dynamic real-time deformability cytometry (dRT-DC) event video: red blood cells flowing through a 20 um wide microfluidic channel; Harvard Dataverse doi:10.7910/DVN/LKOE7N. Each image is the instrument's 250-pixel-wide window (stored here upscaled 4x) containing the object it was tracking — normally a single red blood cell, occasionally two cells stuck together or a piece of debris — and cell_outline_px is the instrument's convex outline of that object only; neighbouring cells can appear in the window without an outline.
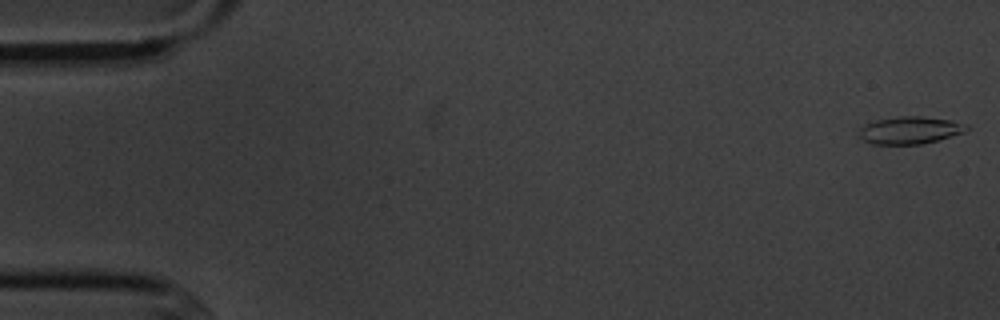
{"species": "common noctule bat (a hibernating species)", "species_latin": "Nyctalus noctula", "temperature_condition": "cold", "stored_images_in_passage": 6, "camera_frame_rate_fps": 3000, "um_per_image_px": 0.085, "animal": {"sex": "male", "body_mass_g": 20.1, "forearm_length_mm": 53.5}, "frame": {"image": 1, "passage_image": 1, "time_ms": 0.0, "image_size_px": [1000, 320], "cell_outline_px": [[968, 128], [964, 132], [936, 140], [920, 144], [872, 144], [864, 140], [860, 136], [860, 128], [864, 124], [876, 120], [900, 116], [920, 116], [948, 120], [968, 124]], "centroid_in_image_um": [77.32, 11.06], "position_along_channel_um": 7.7, "area_um2": 16.88}}
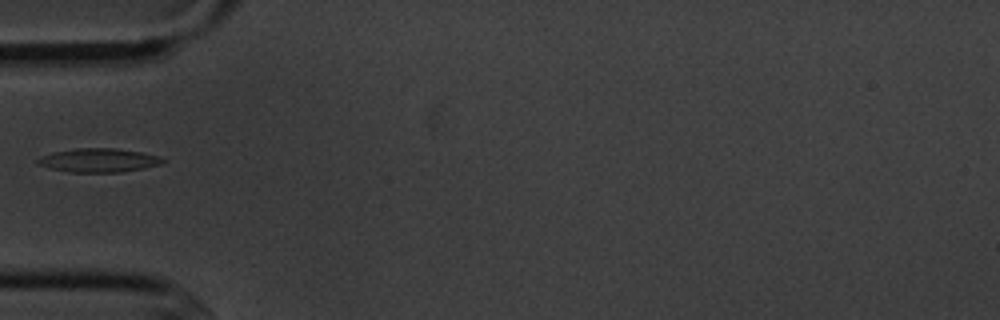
{"frame": {"image": 2, "passage_image": 5, "time_ms": 5.667, "image_size_px": [1000, 320], "cell_outline_px": [[168, 160], [160, 164], [144, 168], [124, 172], [68, 172], [36, 164], [36, 160], [52, 152], [76, 148], [116, 148], [140, 152], [160, 156]], "centroid_in_image_um": [8.43, 13.62], "position_along_channel_um": 76.6, "area_um2": 17.34}}
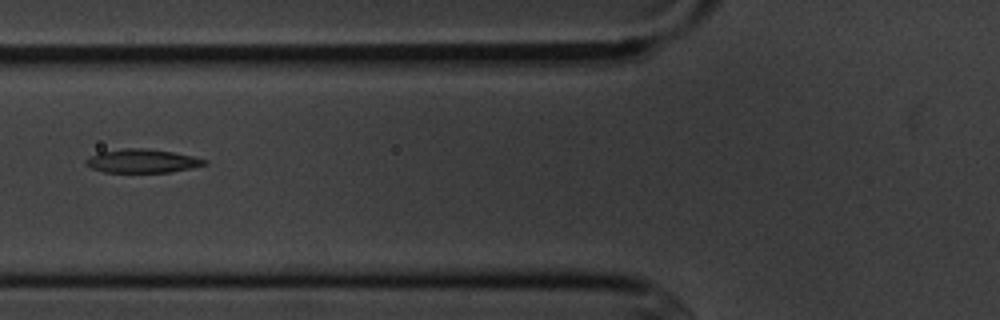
{"frame": {"image": 3, "passage_image": 6, "time_ms": 6.667, "image_size_px": [1000, 320], "cell_outline_px": [[208, 164], [192, 168], [172, 172], [104, 172], [92, 168], [84, 164], [84, 160], [88, 156], [100, 152], [124, 148], [148, 148], [172, 152], [192, 156], [208, 160]], "centroid_in_image_um": [12.08, 13.68], "position_along_channel_um": 113.7, "area_um2": 16.47}}